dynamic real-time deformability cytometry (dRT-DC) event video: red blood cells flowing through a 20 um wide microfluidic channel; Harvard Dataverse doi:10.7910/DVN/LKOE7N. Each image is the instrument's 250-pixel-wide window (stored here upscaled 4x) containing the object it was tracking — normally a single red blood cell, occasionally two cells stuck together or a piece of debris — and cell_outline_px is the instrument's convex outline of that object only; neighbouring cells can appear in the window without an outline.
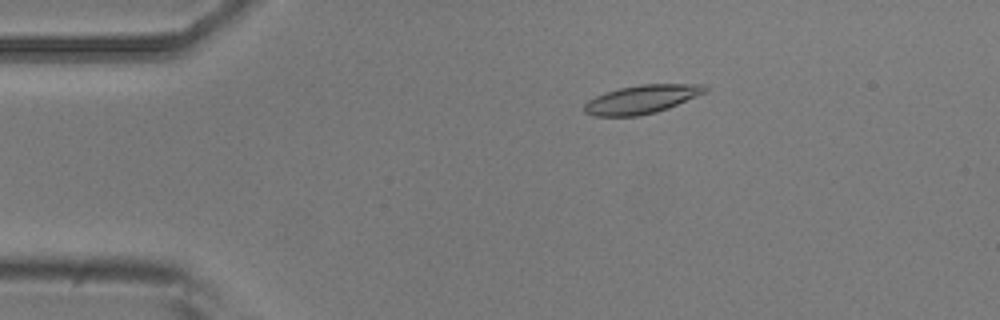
{"species": "common noctule bat (a hibernating species)", "species_latin": "Nyctalus noctula", "temperature_condition": "room temperature", "stored_images_in_passage": 5, "camera_frame_rate_fps": 3000, "um_per_image_px": 0.085, "animal": {"sex": "male", "body_mass_g": 20.5, "forearm_length_mm": 52.5}, "frame": {"image": 1, "passage_image": 3, "time_ms": 2.333, "image_size_px": [1000, 320], "cell_outline_px": [[708, 92], [668, 108], [656, 112], [640, 116], [592, 116], [584, 112], [584, 104], [588, 100], [604, 92], [620, 88], [640, 84], [704, 84], [708, 88]], "centroid_in_image_um": [54.56, 8.44], "position_along_channel_um": 30.4, "area_um2": 20.23}}
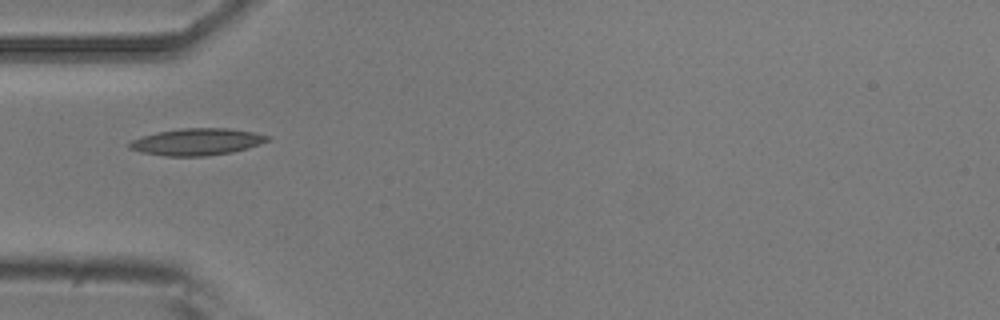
{"frame": {"image": 2, "passage_image": 5, "time_ms": 4.667, "image_size_px": [1000, 320], "cell_outline_px": [[272, 140], [248, 148], [232, 152], [204, 156], [164, 156], [140, 152], [128, 148], [128, 144], [132, 140], [156, 132], [180, 128], [228, 128], [252, 132], [272, 136]], "centroid_in_image_um": [16.76, 12.05], "position_along_channel_um": 68.2, "area_um2": 21.73}}